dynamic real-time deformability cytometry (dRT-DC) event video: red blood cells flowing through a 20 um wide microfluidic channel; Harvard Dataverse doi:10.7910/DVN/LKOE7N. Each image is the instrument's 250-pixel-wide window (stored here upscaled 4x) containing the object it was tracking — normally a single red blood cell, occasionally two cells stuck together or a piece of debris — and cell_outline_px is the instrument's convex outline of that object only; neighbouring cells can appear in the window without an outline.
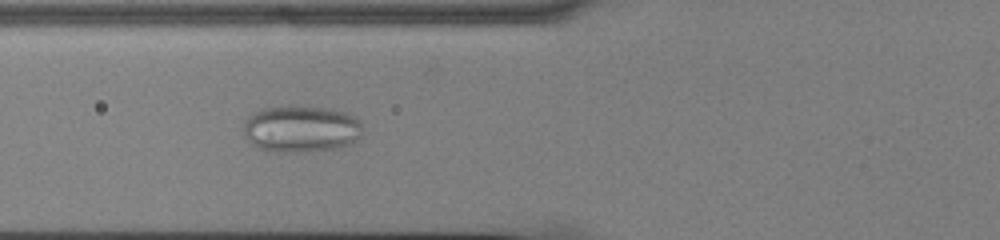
{"species": "common noctule bat (a hibernating species)", "species_latin": "Nyctalus noctula", "temperature_condition": "cold", "stored_images_in_passage": 57, "camera_frame_rate_fps": 3000, "um_per_image_px": 0.085, "animal": {"sex": "male", "body_mass_g": 13.0, "forearm_length_mm": 53.1}, "frame": {"image": 1, "passage_image": 22, "time_ms": 7.0, "image_size_px": [1000, 240], "cell_outline_px": [[360, 136], [352, 144], [336, 148], [296, 152], [272, 152], [260, 148], [252, 144], [248, 140], [244, 132], [244, 124], [248, 116], [252, 112], [264, 108], [292, 104], [328, 108], [344, 112], [360, 120]], "centroid_in_image_um": [25.56, 10.93], "position_along_channel_um": 100.2, "area_um2": 32.71}}
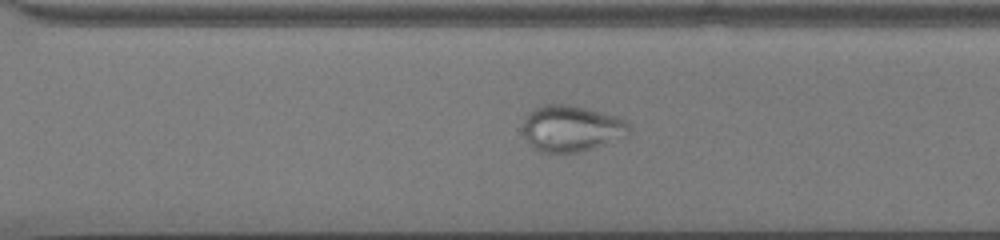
{"frame": {"image": 2, "passage_image": 40, "time_ms": 13.0, "image_size_px": [1000, 240], "cell_outline_px": [[632, 132], [628, 136], [580, 152], [540, 152], [532, 148], [524, 136], [524, 120], [528, 112], [540, 104], [568, 104], [616, 116], [624, 120], [632, 128]], "centroid_in_image_um": [48.56, 10.92], "position_along_channel_um": 322.0, "area_um2": 28.73}}
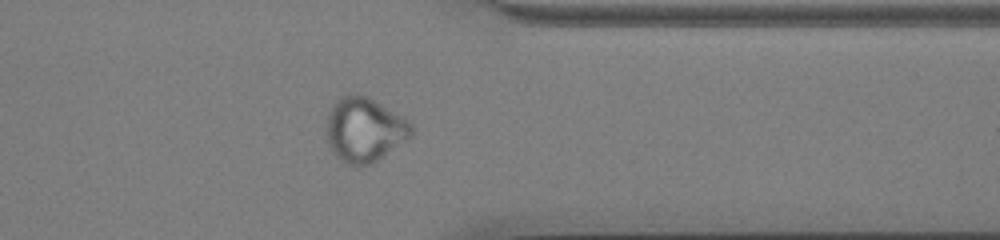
{"frame": {"image": 3, "passage_image": 45, "time_ms": 14.667, "image_size_px": [1000, 240], "cell_outline_px": [[412, 136], [408, 140], [376, 160], [360, 168], [348, 164], [340, 160], [336, 156], [328, 144], [328, 112], [336, 100], [340, 96], [348, 92], [356, 92], [368, 96], [408, 120], [412, 124]], "centroid_in_image_um": [30.98, 11.0], "position_along_channel_um": 380.4, "area_um2": 32.02}}